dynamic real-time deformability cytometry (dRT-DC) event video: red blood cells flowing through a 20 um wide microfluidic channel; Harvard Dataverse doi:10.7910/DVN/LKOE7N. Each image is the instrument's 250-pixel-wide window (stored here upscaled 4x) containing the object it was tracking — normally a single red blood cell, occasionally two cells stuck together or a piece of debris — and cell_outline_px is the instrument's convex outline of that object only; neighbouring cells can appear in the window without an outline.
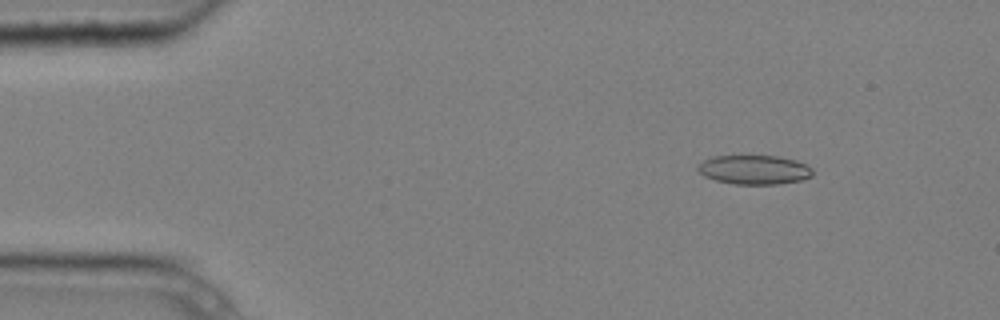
{"species": "common noctule bat (a hibernating species)", "species_latin": "Nyctalus noctula", "temperature_condition": "cold", "stored_images_in_passage": 12, "camera_frame_rate_fps": 3000, "um_per_image_px": 0.085, "animal": {"sex": "male", "body_mass_g": 20.4}, "frame": {"image": 1, "passage_image": 1, "time_ms": 0.0, "image_size_px": [1000, 320], "cell_outline_px": [[812, 176], [800, 180], [776, 184], [736, 184], [716, 180], [704, 176], [696, 168], [704, 160], [712, 156], [780, 156], [796, 160], [812, 168]], "centroid_in_image_um": [64.11, 14.42], "position_along_channel_um": 20.9, "area_um2": 19.36}}
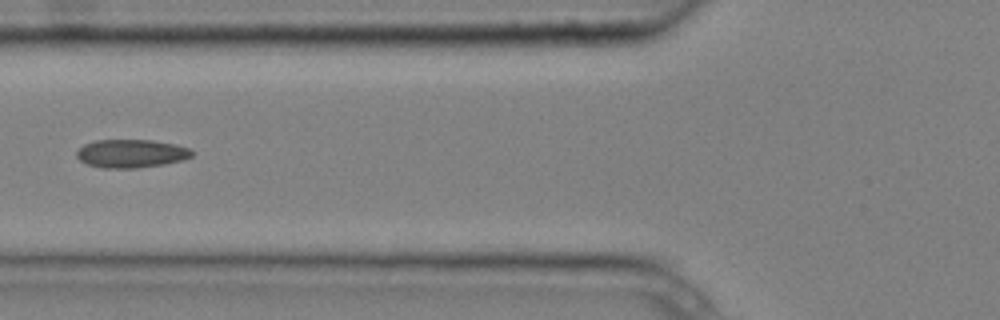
{"frame": {"image": 2, "passage_image": 4, "time_ms": 1.0, "image_size_px": [1000, 320], "cell_outline_px": [[192, 156], [180, 160], [164, 164], [136, 168], [100, 168], [88, 164], [80, 160], [76, 156], [76, 152], [84, 144], [96, 140], [152, 140], [176, 144], [188, 148], [192, 152]], "centroid_in_image_um": [11.12, 13.05], "position_along_channel_um": 114.7, "area_um2": 18.9}}
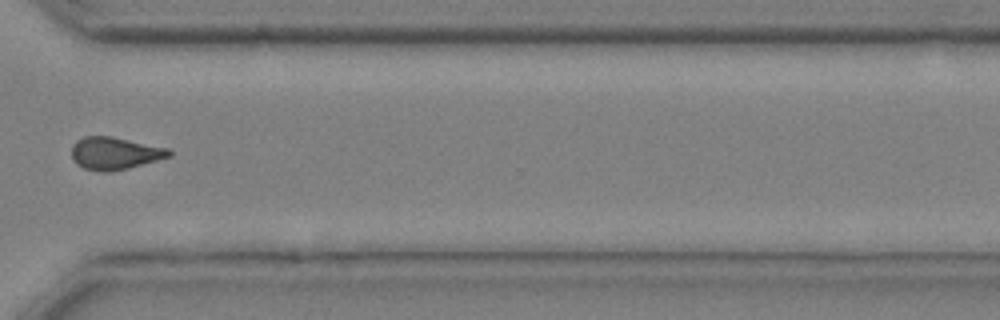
{"frame": {"image": 3, "passage_image": 10, "time_ms": 3.0, "image_size_px": [1000, 320], "cell_outline_px": [[172, 156], [128, 168], [112, 172], [104, 172], [84, 168], [76, 164], [72, 160], [72, 144], [76, 140], [84, 136], [112, 136], [168, 148], [172, 152]], "centroid_in_image_um": [9.74, 13.03], "position_along_channel_um": 360.9, "area_um2": 18.55}}